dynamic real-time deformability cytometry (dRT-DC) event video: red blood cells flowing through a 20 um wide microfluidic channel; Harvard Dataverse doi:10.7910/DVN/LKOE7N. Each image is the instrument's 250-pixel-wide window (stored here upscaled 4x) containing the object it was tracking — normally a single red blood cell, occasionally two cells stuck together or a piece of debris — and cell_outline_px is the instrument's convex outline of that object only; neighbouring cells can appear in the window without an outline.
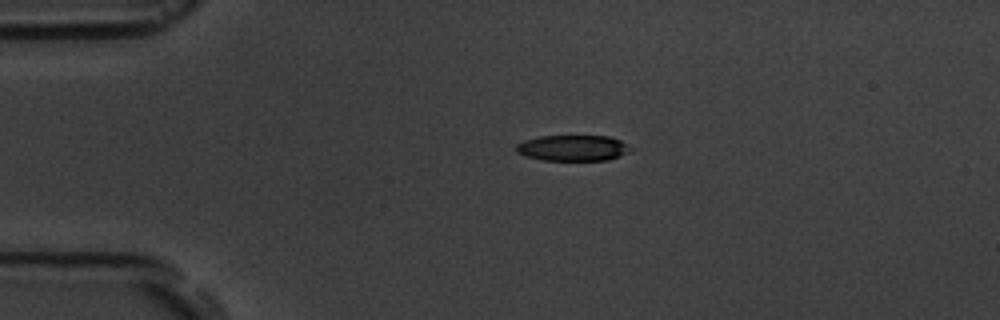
{"species": "common noctule bat (a hibernating species)", "species_latin": "Nyctalus noctula", "temperature_condition": "room temperature", "stored_images_in_passage": 2, "camera_frame_rate_fps": 3000, "um_per_image_px": 0.085, "animal": {"sex": "male", "body_mass_g": 19.5, "forearm_length_mm": 54.6}, "frame": {"image": 1, "passage_image": 1, "time_ms": 0.0, "image_size_px": [1000, 320], "cell_outline_px": [[636, 148], [620, 156], [608, 160], [544, 160], [524, 156], [516, 152], [516, 144], [524, 140], [540, 136], [608, 136], [620, 140]], "centroid_in_image_um": [48.72, 12.58], "position_along_channel_um": 36.3, "area_um2": 17.4}}